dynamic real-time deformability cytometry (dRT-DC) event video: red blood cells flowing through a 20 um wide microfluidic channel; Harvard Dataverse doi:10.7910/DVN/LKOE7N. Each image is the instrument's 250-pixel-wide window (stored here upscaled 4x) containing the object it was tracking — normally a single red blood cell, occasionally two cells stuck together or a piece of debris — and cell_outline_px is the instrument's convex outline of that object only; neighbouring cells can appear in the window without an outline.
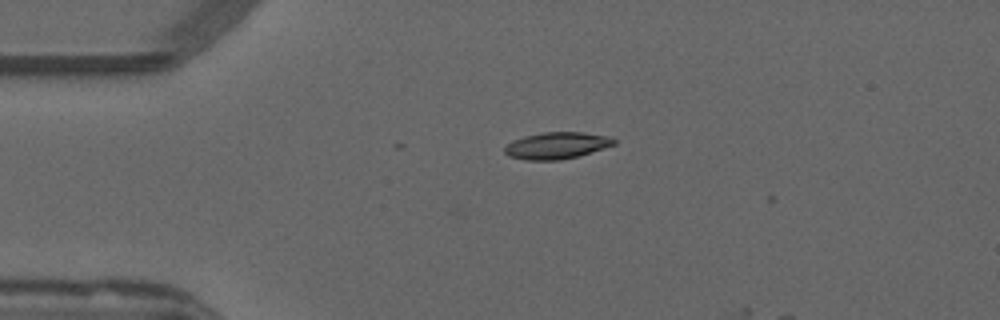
{"species": "common noctule bat (a hibernating species)", "species_latin": "Nyctalus noctula", "temperature_condition": "warm", "stored_images_in_passage": 2, "camera_frame_rate_fps": 3000, "um_per_image_px": 0.085, "animal": {"sex": "male", "forearm_length_mm": 52.5}, "frame": {"image": 1, "passage_image": 1, "time_ms": 0.0, "image_size_px": [1000, 320], "cell_outline_px": [[616, 144], [576, 156], [560, 160], [524, 160], [508, 156], [504, 152], [504, 148], [512, 140], [524, 136], [544, 132], [584, 132], [612, 136], [616, 140]], "centroid_in_image_um": [47.31, 12.36], "position_along_channel_um": 37.7, "area_um2": 17.05}}